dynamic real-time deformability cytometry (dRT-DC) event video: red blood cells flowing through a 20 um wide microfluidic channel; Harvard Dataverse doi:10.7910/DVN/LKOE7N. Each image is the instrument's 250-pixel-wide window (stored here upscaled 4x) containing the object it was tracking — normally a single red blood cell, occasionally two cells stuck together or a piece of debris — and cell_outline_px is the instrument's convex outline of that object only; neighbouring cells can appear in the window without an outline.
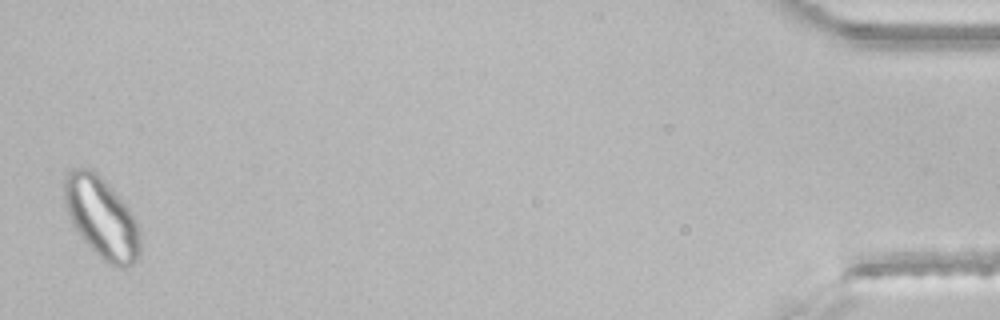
{"species": "common noctule bat (a hibernating species)", "species_latin": "Nyctalus noctula", "temperature_condition": "room temperature", "stored_images_in_passage": 42, "segment_of_instrument_passage": [2, 2], "camera_frame_rate_fps": 3000, "um_per_image_px": 0.085, "animal": {"sex": "male", "body_mass_g": 21.5, "forearm_length_mm": 52.0}, "frame": {"image": 1, "passage_image": 42, "time_ms": 13.667, "image_size_px": [1000, 320], "cell_outline_px": [[140, 256], [128, 268], [116, 268], [108, 264], [80, 236], [72, 224], [64, 204], [64, 176], [68, 168], [76, 164], [88, 168], [96, 172], [116, 192], [132, 212], [140, 228]], "centroid_in_image_um": [8.63, 18.46], "position_along_channel_um": 426.6, "area_um2": 36.41}}